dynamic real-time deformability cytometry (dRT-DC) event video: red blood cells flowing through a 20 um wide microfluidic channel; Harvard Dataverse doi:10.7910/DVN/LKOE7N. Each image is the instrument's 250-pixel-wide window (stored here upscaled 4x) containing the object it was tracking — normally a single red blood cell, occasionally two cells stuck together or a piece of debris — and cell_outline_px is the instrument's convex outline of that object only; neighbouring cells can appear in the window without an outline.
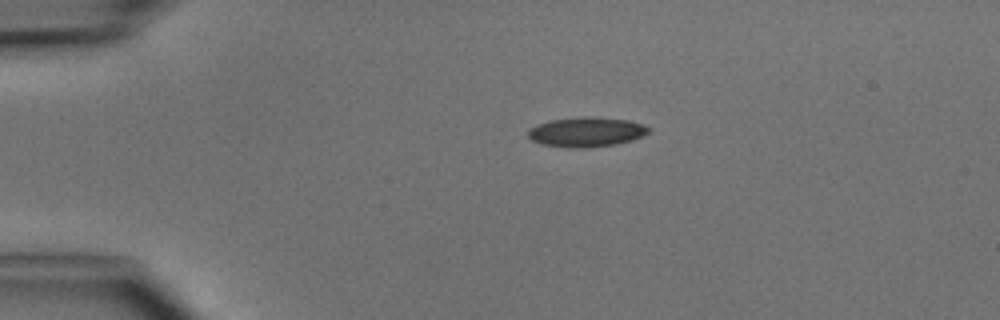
{"species": "common noctule bat (a hibernating species)", "species_latin": "Nyctalus noctula", "temperature_condition": "cold", "stored_images_in_passage": 2, "camera_frame_rate_fps": 3000, "um_per_image_px": 0.085, "animal": {"sex": "male", "body_mass_g": 15.6}, "frame": {"image": 1, "passage_image": 1, "time_ms": 0.0, "image_size_px": [1000, 320], "cell_outline_px": [[648, 132], [632, 140], [612, 144], [580, 148], [568, 148], [540, 144], [532, 140], [528, 136], [528, 128], [536, 124], [548, 120], [580, 116], [584, 116], [628, 120], [640, 124], [648, 128]], "centroid_in_image_um": [49.73, 11.21], "position_along_channel_um": 35.3, "area_um2": 20.69}}